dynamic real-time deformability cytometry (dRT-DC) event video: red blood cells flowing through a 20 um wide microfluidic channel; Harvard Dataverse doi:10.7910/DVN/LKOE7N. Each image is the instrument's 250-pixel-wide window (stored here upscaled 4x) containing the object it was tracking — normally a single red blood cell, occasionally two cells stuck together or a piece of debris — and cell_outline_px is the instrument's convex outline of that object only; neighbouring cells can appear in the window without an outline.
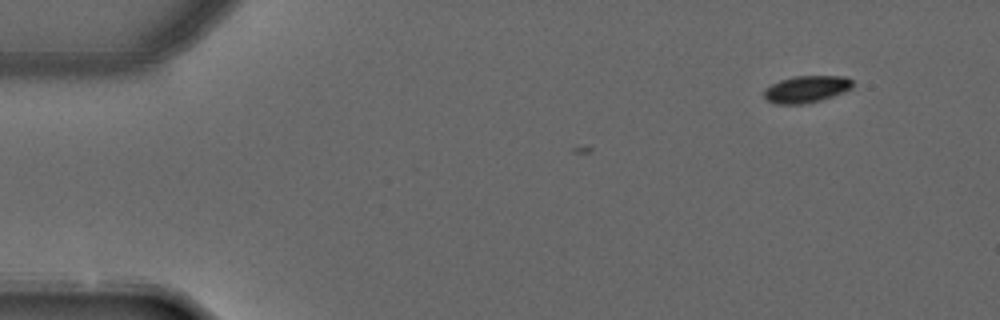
{"species": "common noctule bat (a hibernating species)", "species_latin": "Nyctalus noctula", "temperature_condition": "warm", "stored_images_in_passage": 3, "camera_frame_rate_fps": 3000, "um_per_image_px": 0.085, "animal": {"sex": "male", "forearm_length_mm": 52.5}, "frame": {"image": 1, "passage_image": 1, "time_ms": 0.0, "image_size_px": [1000, 320], "cell_outline_px": [[852, 88], [844, 92], [820, 100], [804, 104], [776, 104], [768, 100], [764, 96], [764, 88], [780, 80], [792, 76], [844, 76], [852, 80]], "centroid_in_image_um": [68.53, 7.57], "position_along_channel_um": 16.5, "area_um2": 13.87}}